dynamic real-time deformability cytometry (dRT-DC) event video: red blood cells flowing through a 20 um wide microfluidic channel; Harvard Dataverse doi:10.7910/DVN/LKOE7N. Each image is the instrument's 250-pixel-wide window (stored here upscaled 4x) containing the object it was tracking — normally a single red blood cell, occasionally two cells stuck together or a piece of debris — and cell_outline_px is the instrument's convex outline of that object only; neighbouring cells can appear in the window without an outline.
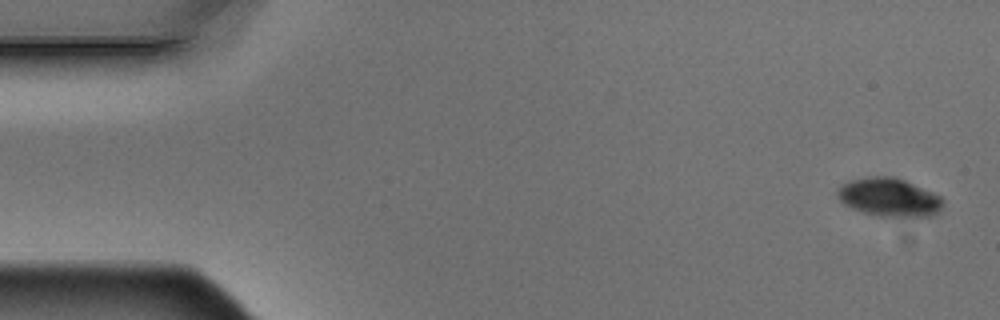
{"species": "Egyptian fruit bat (a non-hibernating species)", "species_latin": "Rousettus aegyptiacus", "temperature_condition": "warm", "stored_images_in_passage": 5, "camera_frame_rate_fps": 3000, "um_per_image_px": 0.085, "animal": {"sex": "male"}, "frame": {"image": 1, "passage_image": 1, "time_ms": 0.0, "image_size_px": [1000, 320], "cell_outline_px": [[944, 204], [932, 216], [880, 216], [864, 212], [852, 208], [844, 204], [840, 200], [836, 192], [840, 184], [852, 180], [872, 176], [892, 176], [904, 180], [932, 192], [940, 196], [944, 200]], "centroid_in_image_um": [75.56, 16.76], "position_along_channel_um": 9.4, "area_um2": 23.35}}
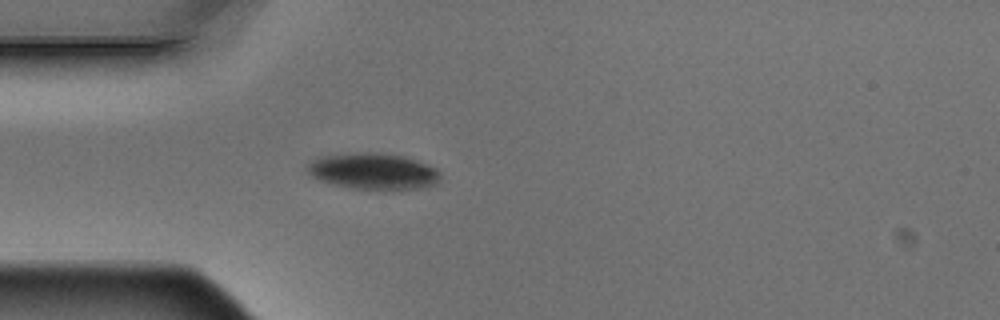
{"frame": {"image": 2, "passage_image": 5, "time_ms": 1.333, "image_size_px": [1000, 320], "cell_outline_px": [[440, 180], [436, 184], [420, 188], [380, 192], [352, 188], [332, 184], [320, 180], [312, 176], [308, 172], [304, 164], [316, 156], [356, 152], [380, 152], [404, 156], [428, 164], [436, 168], [440, 172]], "centroid_in_image_um": [31.71, 14.57], "position_along_channel_um": 53.3, "area_um2": 29.25}}